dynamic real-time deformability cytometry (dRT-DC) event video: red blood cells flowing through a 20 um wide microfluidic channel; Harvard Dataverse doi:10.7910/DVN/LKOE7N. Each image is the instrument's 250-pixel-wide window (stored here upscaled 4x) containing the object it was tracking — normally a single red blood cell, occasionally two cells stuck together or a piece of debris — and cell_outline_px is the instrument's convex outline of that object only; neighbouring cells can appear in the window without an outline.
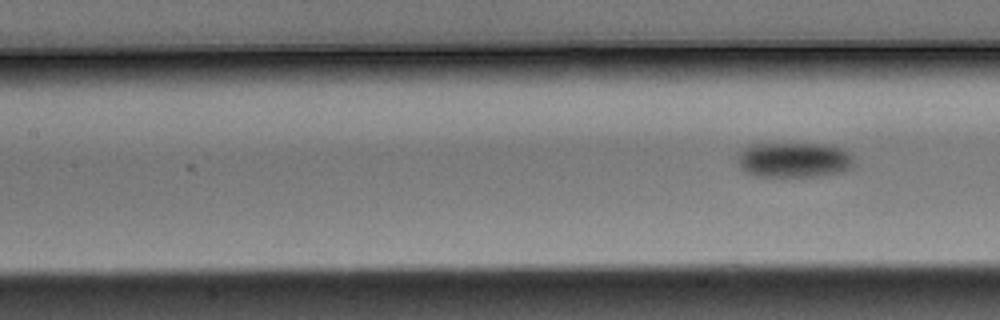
{"species": "Egyptian fruit bat (a non-hibernating species)", "species_latin": "Rousettus aegyptiacus", "temperature_condition": "warm", "stored_images_in_passage": 5, "segment_of_instrument_passage": [2, 2], "camera_frame_rate_fps": 3000, "um_per_image_px": 0.085, "animal": {"sex": "male"}, "frame": {"image": 1, "passage_image": 5, "time_ms": 1.333, "image_size_px": [1000, 320], "cell_outline_px": [[856, 164], [852, 168], [840, 172], [816, 176], [756, 176], [744, 172], [740, 168], [736, 160], [736, 156], [744, 148], [752, 144], [832, 144], [844, 148], [856, 160]], "centroid_in_image_um": [67.52, 13.58], "position_along_channel_um": 139.9, "area_um2": 24.28}}